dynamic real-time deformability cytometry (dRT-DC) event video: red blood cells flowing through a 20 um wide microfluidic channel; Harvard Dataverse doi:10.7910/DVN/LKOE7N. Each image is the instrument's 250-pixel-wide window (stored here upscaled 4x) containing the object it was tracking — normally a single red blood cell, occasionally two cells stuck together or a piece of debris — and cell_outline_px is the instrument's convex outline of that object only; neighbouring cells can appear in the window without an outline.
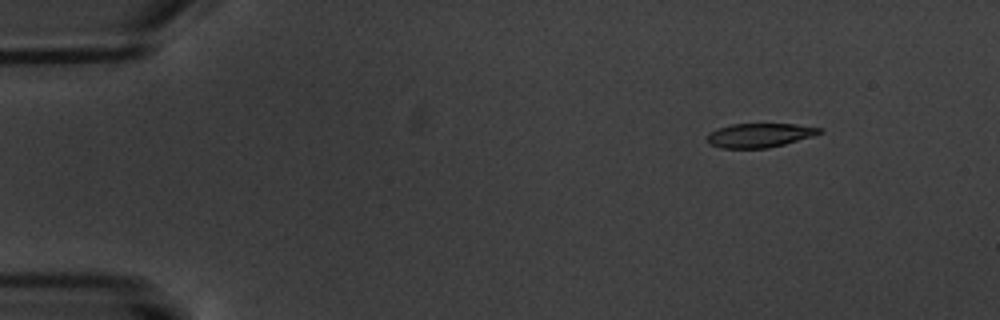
{"species": "common noctule bat (a hibernating species)", "species_latin": "Nyctalus noctula", "temperature_condition": "warm", "stored_images_in_passage": 6, "camera_frame_rate_fps": 3000, "um_per_image_px": 0.085, "animal": {"sex": "male", "body_mass_g": 20.1, "forearm_length_mm": 53.5}, "frame": {"image": 1, "passage_image": 3, "time_ms": 2.333, "image_size_px": [1000, 320], "cell_outline_px": [[824, 132], [812, 136], [784, 144], [768, 148], [720, 148], [708, 144], [704, 136], [708, 132], [716, 128], [732, 124], [796, 124], [824, 128]], "centroid_in_image_um": [64.51, 11.49], "position_along_channel_um": 20.5, "area_um2": 16.07}}
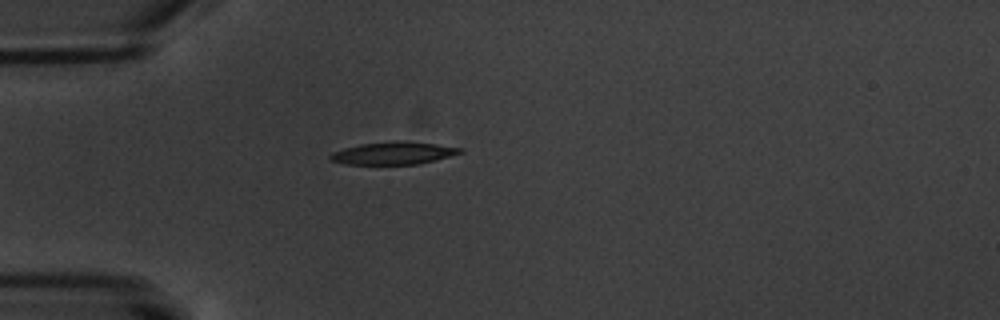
{"frame": {"image": 2, "passage_image": 6, "time_ms": 5.667, "image_size_px": [1000, 320], "cell_outline_px": [[464, 152], [416, 164], [344, 164], [328, 160], [328, 156], [332, 152], [344, 148], [360, 144], [396, 140], [408, 140], [464, 148]], "centroid_in_image_um": [33.4, 13.0], "position_along_channel_um": 51.6, "area_um2": 17.17}}